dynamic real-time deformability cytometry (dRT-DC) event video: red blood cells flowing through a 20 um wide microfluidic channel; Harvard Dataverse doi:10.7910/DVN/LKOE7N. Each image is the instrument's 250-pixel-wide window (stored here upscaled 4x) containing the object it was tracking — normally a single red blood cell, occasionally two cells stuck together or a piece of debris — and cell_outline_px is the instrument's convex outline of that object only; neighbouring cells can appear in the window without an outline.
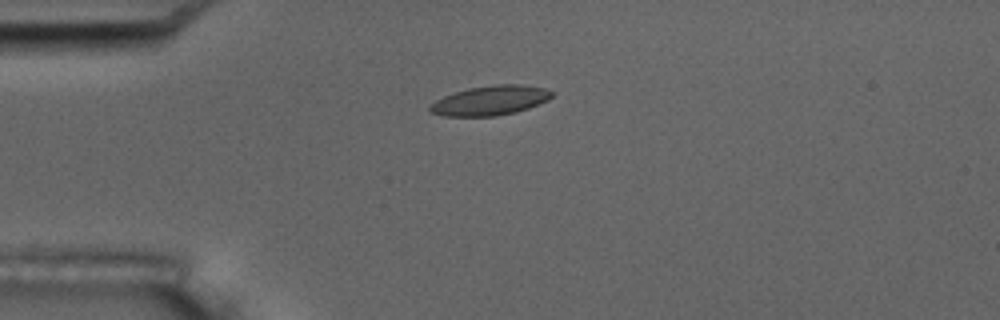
{"species": "common noctule bat (a hibernating species)", "species_latin": "Nyctalus noctula", "temperature_condition": "room temperature", "stored_images_in_passage": 7, "camera_frame_rate_fps": 3000, "um_per_image_px": 0.085, "animal": {"sex": "male", "body_mass_g": 17.5, "forearm_length_mm": 52.3}, "frame": {"image": 1, "passage_image": 1, "time_ms": 0.0, "image_size_px": [1000, 320], "cell_outline_px": [[556, 92], [548, 100], [528, 108], [516, 112], [496, 116], [444, 116], [432, 112], [428, 108], [436, 100], [444, 96], [468, 88], [496, 84], [520, 84], [544, 88]], "centroid_in_image_um": [41.71, 8.53], "position_along_channel_um": 43.3, "area_um2": 20.92}}
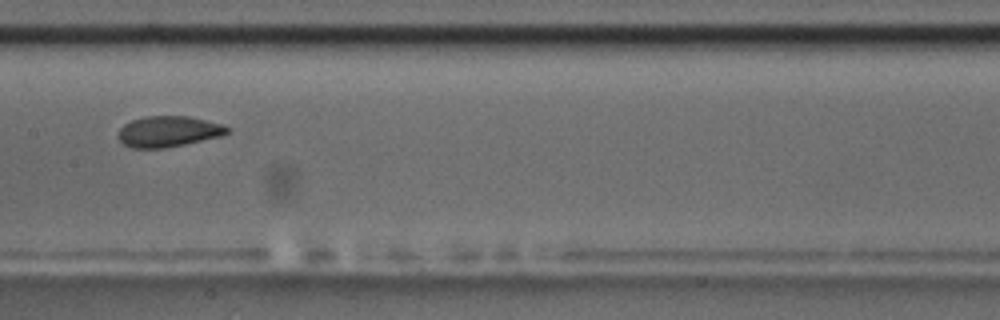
{"frame": {"image": 2, "passage_image": 5, "time_ms": 4.667, "image_size_px": [1000, 320], "cell_outline_px": [[232, 128], [228, 132], [220, 136], [184, 144], [164, 148], [132, 148], [124, 144], [116, 136], [120, 128], [124, 124], [132, 120], [144, 116], [188, 116], [224, 124]], "centroid_in_image_um": [14.31, 11.17], "position_along_channel_um": 193.1, "area_um2": 19.65}}